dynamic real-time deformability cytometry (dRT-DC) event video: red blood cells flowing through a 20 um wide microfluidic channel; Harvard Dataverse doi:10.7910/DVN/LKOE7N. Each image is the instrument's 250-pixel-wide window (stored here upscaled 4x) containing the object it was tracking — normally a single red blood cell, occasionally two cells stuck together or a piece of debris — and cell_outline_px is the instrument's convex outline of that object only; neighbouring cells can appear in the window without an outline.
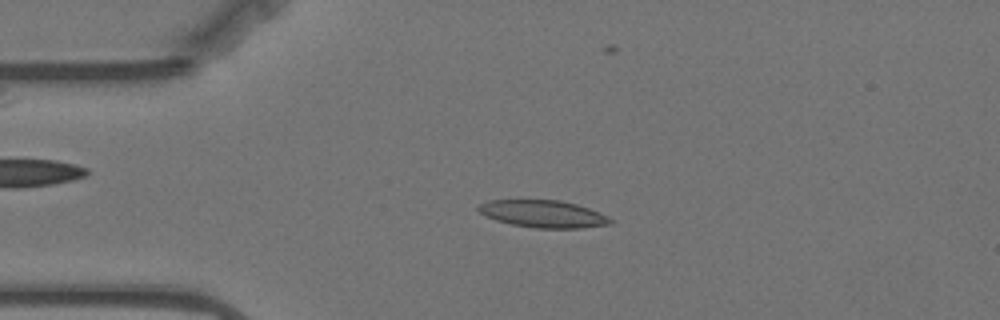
{"species": "Egyptian fruit bat (a non-hibernating species)", "species_latin": "Rousettus aegyptiacus", "temperature_condition": "warm", "stored_images_in_passage": 48, "camera_frame_rate_fps": 3000, "um_per_image_px": 0.085, "animal": {"sex": "female"}, "frame": {"image": 1, "passage_image": 3, "time_ms": 0.667, "image_size_px": [1000, 320], "cell_outline_px": [[612, 224], [580, 228], [536, 228], [512, 224], [496, 220], [484, 216], [476, 208], [480, 204], [488, 200], [560, 200], [576, 204], [600, 212], [608, 216], [612, 220]], "centroid_in_image_um": [46.17, 18.18], "position_along_channel_um": 38.8, "area_um2": 20.98}}
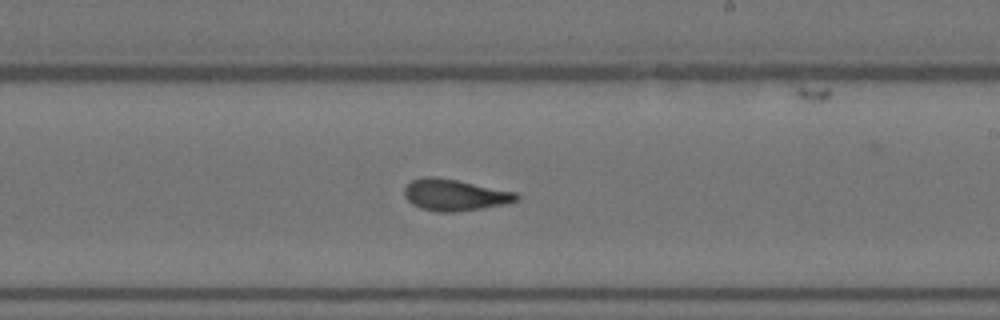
{"frame": {"image": 2, "passage_image": 23, "time_ms": 7.333, "image_size_px": [1000, 320], "cell_outline_px": [[520, 200], [504, 204], [456, 212], [436, 212], [420, 208], [412, 204], [404, 196], [404, 188], [412, 180], [424, 176], [432, 176], [456, 180], [516, 192], [520, 196]], "centroid_in_image_um": [38.64, 16.57], "position_along_channel_um": 250.4, "area_um2": 20.52}}
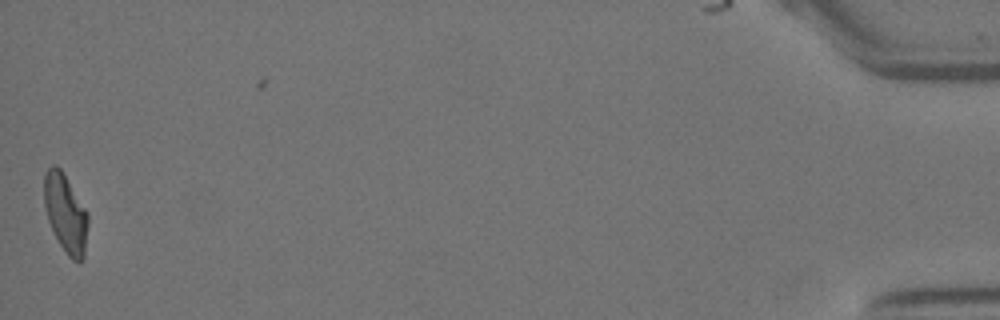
{"frame": {"image": 3, "passage_image": 47, "time_ms": 15.333, "image_size_px": [1000, 320], "cell_outline_px": [[88, 224], [84, 260], [80, 264], [72, 260], [68, 256], [60, 244], [48, 220], [44, 204], [44, 172], [52, 164], [56, 164], [60, 168], [88, 212]], "centroid_in_image_um": [5.58, 18.15], "position_along_channel_um": 429.6, "area_um2": 20.17}, "authors_computed_cell_mechanics": {"area_um2": 20.4034, "velocity_mm_per_s": 3.5233, "shape_relaxation_time_tau1_ms": 8.4697, "shape_relaxation_time_tau2_ms": 1.8016, "deformation_change_tau1": 0.2441, "deformation_change_tau2": 0.0957}}